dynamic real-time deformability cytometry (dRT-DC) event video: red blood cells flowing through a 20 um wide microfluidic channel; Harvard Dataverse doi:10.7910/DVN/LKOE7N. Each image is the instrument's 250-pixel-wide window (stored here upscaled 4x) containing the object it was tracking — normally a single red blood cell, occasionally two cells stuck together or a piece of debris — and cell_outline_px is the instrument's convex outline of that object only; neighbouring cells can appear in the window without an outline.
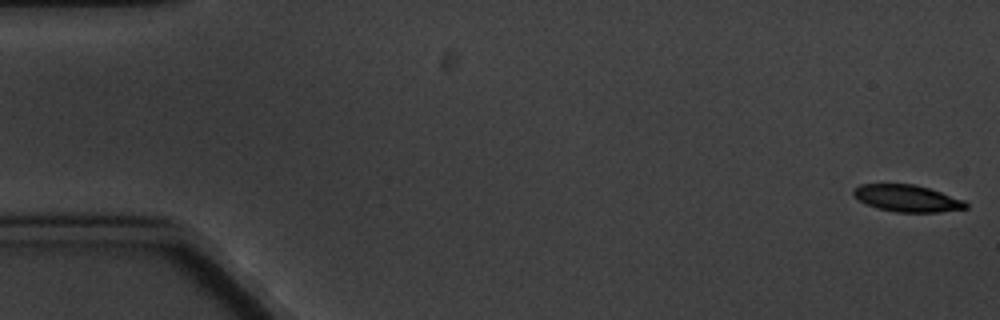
{"species": "common noctule bat (a hibernating species)", "species_latin": "Nyctalus noctula", "temperature_condition": "cold", "stored_images_in_passage": 7, "camera_frame_rate_fps": 3000, "um_per_image_px": 0.085, "animal": {"sex": "male", "body_mass_g": 20.1, "forearm_length_mm": 53.5}, "frame": {"image": 1, "passage_image": 1, "time_ms": 0.0, "image_size_px": [1000, 320], "cell_outline_px": [[968, 208], [940, 212], [896, 212], [876, 208], [864, 204], [856, 200], [852, 196], [852, 188], [860, 184], [916, 184], [964, 200], [968, 204]], "centroid_in_image_um": [77.03, 16.86], "position_along_channel_um": 8.0, "area_um2": 17.86}}
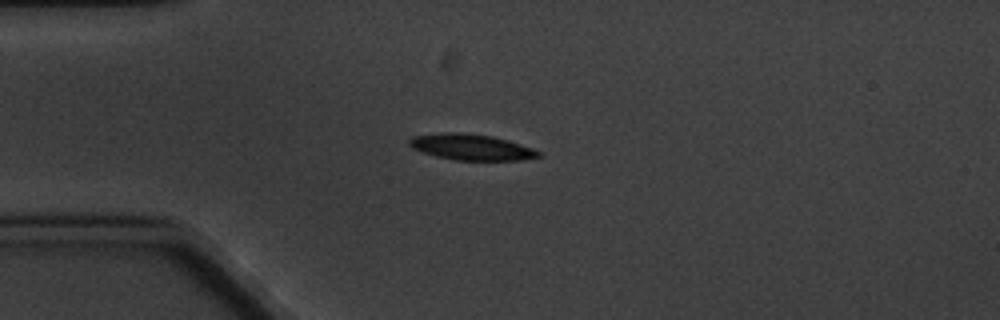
{"frame": {"image": 2, "passage_image": 5, "time_ms": 4.667, "image_size_px": [1000, 320], "cell_outline_px": [[540, 156], [520, 160], [456, 160], [436, 156], [412, 148], [408, 144], [408, 140], [412, 136], [444, 132], [460, 132], [492, 136], [508, 140], [532, 148], [540, 152]], "centroid_in_image_um": [40.03, 12.49], "position_along_channel_um": 45.0, "area_um2": 19.42}}